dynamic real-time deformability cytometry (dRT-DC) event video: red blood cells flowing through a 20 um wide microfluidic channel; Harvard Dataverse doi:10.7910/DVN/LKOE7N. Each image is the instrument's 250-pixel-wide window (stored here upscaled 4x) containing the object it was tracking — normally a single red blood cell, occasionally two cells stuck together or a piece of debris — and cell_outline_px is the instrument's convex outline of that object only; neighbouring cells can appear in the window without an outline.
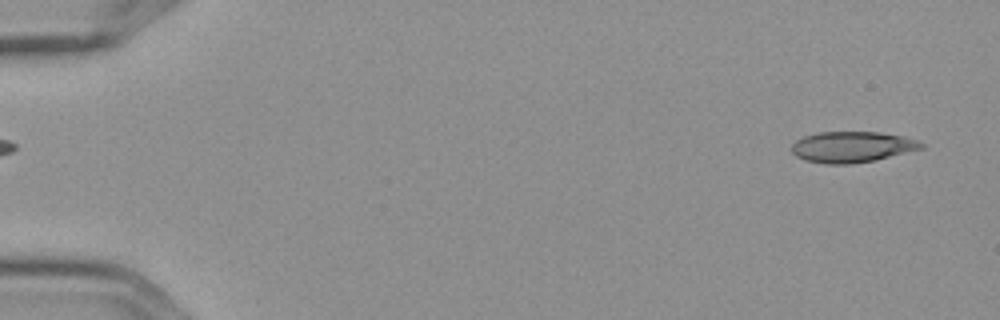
{"species": "Egyptian fruit bat (a non-hibernating species)", "species_latin": "Rousettus aegyptiacus", "temperature_condition": "cold", "stored_images_in_passage": 3, "segment_of_instrument_passage": [2, 2], "camera_frame_rate_fps": 3000, "um_per_image_px": 0.085, "frame": {"image": 1, "passage_image": 3, "time_ms": 0.667, "image_size_px": [1000, 320], "cell_outline_px": [[924, 148], [876, 160], [848, 164], [824, 164], [804, 160], [796, 156], [792, 152], [792, 144], [796, 140], [804, 136], [816, 132], [880, 132], [904, 136], [916, 140], [924, 144]], "centroid_in_image_um": [72.41, 12.49], "position_along_channel_um": 12.6, "area_um2": 23.47}}